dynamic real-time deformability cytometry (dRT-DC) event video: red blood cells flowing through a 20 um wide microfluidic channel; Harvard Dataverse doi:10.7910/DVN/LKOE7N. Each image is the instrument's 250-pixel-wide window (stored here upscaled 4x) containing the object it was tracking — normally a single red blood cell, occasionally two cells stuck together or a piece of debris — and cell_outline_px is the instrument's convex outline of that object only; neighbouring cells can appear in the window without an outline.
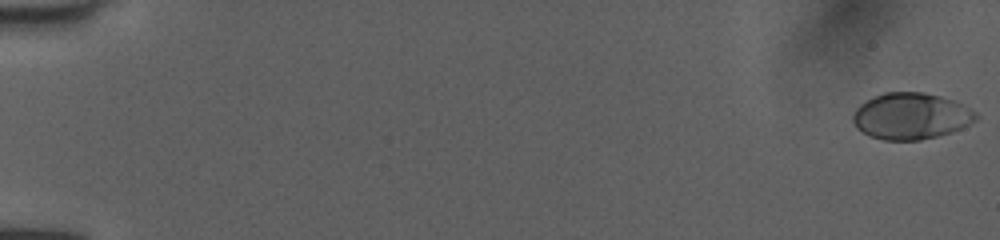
{"species": "human", "species_latin": "Homo sapiens", "temperature_condition": "room temperature", "stored_images_in_passage": 53, "camera_frame_rate_fps": 3000, "um_per_image_px": 0.085, "donor": {"sex": "female"}, "frame": {"image": 1, "passage_image": 1, "time_ms": 0.0, "image_size_px": [1000, 240], "cell_outline_px": [[980, 116], [976, 120], [960, 128], [936, 136], [920, 140], [884, 140], [868, 136], [856, 128], [852, 120], [852, 116], [856, 108], [860, 104], [884, 92], [924, 92], [956, 100], [972, 108]], "centroid_in_image_um": [77.44, 9.86], "position_along_channel_um": 7.6, "area_um2": 33.41}}
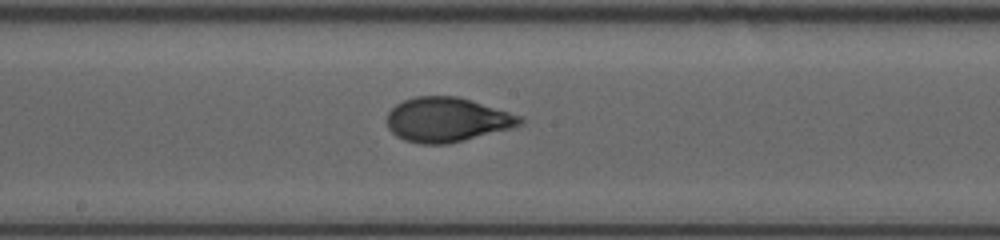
{"frame": {"image": 2, "passage_image": 30, "time_ms": 9.667, "image_size_px": [1000, 240], "cell_outline_px": [[524, 120], [520, 124], [512, 128], [448, 144], [420, 144], [404, 140], [396, 136], [388, 128], [388, 112], [396, 104], [404, 100], [416, 96], [456, 96], [472, 100], [520, 116]], "centroid_in_image_um": [37.97, 10.18], "position_along_channel_um": 210.2, "area_um2": 34.28}}
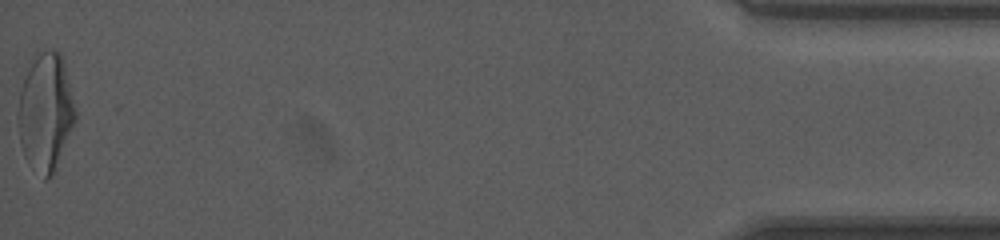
{"frame": {"image": 3, "passage_image": 53, "time_ms": 17.333, "image_size_px": [1000, 240], "cell_outline_px": [[76, 120], [56, 168], [44, 180], [28, 164], [24, 156], [20, 144], [20, 92], [28, 68], [40, 52], [60, 52], [64, 60], [76, 112]], "centroid_in_image_um": [3.91, 9.58], "position_along_channel_um": 431.3, "area_um2": 38.32}, "authors_computed_cell_mechanics": {"area_um2": 33.8708, "velocity_mm_per_s": 4.0186, "shape_relaxation_time_tau1_ms": 5.3868, "shape_relaxation_time_tau2_ms": 0.837, "deformation_change_tau1": 0.2031, "deformation_change_tau2": 0.0518}}